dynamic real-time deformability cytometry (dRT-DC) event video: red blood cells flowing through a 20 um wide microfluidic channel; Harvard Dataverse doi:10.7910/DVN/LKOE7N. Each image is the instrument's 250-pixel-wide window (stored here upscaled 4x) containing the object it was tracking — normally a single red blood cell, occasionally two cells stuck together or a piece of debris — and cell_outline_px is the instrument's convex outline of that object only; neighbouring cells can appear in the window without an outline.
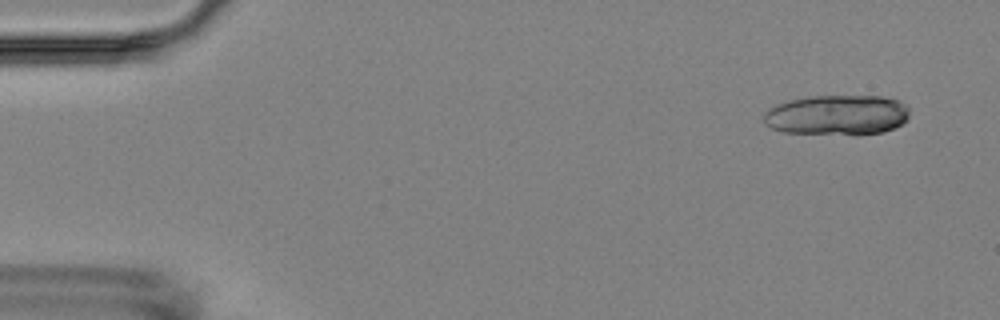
{"species": "Egyptian fruit bat (a non-hibernating species)", "species_latin": "Rousettus aegyptiacus", "temperature_condition": "room temperature", "stored_images_in_passage": 5, "camera_frame_rate_fps": 3000, "um_per_image_px": 0.085, "animal": {"sex": "female"}, "frame": {"image": 1, "passage_image": 1, "time_ms": 0.0, "image_size_px": [1000, 320], "cell_outline_px": [[908, 120], [884, 132], [856, 136], [784, 132], [772, 128], [764, 124], [764, 112], [768, 108], [776, 104], [788, 100], [812, 96], [880, 96], [896, 100], [904, 104], [908, 108]], "centroid_in_image_um": [71.13, 9.8], "position_along_channel_um": 13.9, "area_um2": 34.62}}